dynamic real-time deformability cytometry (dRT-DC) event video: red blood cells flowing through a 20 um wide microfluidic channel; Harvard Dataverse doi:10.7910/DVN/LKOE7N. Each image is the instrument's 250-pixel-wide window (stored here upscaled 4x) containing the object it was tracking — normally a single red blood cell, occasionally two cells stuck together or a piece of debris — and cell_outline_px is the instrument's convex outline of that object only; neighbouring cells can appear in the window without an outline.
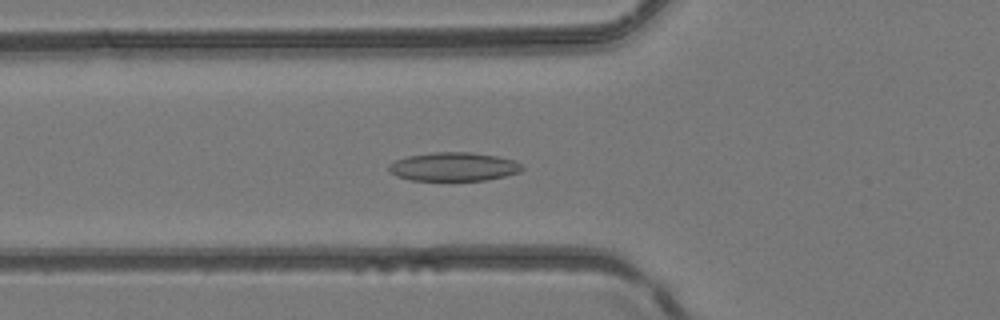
{"species": "common noctule bat (a hibernating species)", "species_latin": "Nyctalus noctula", "temperature_condition": "room temperature", "stored_images_in_passage": 48, "camera_frame_rate_fps": 3000, "um_per_image_px": 0.085, "animal": {"sex": "female", "body_mass_g": 24.6, "forearm_length_mm": 56.2}, "frame": {"image": 1, "passage_image": 18, "time_ms": 5.667, "image_size_px": [1000, 320], "cell_outline_px": [[524, 168], [520, 172], [488, 180], [412, 180], [396, 176], [388, 172], [388, 164], [396, 160], [408, 156], [432, 152], [468, 152], [496, 156], [516, 160]], "centroid_in_image_um": [38.55, 14.17], "position_along_channel_um": 87.3, "area_um2": 22.31}}
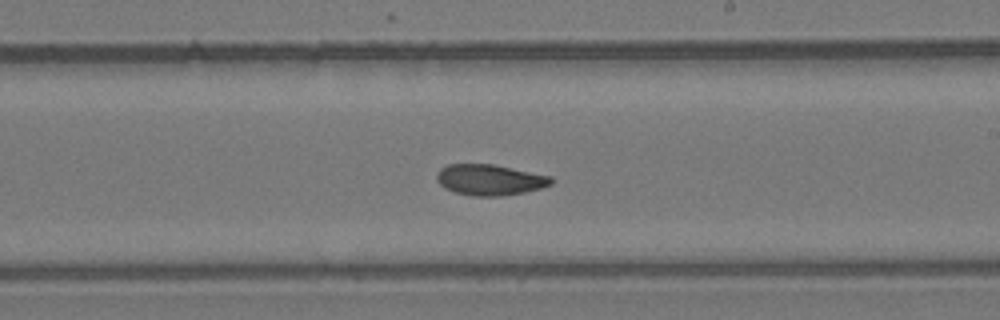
{"frame": {"image": 2, "passage_image": 29, "time_ms": 9.333, "image_size_px": [1000, 320], "cell_outline_px": [[556, 180], [552, 184], [540, 188], [524, 192], [500, 196], [472, 196], [456, 192], [444, 188], [436, 180], [436, 172], [440, 168], [448, 164], [492, 164], [552, 176]], "centroid_in_image_um": [41.63, 15.28], "position_along_channel_um": 247.4, "area_um2": 20.69}}
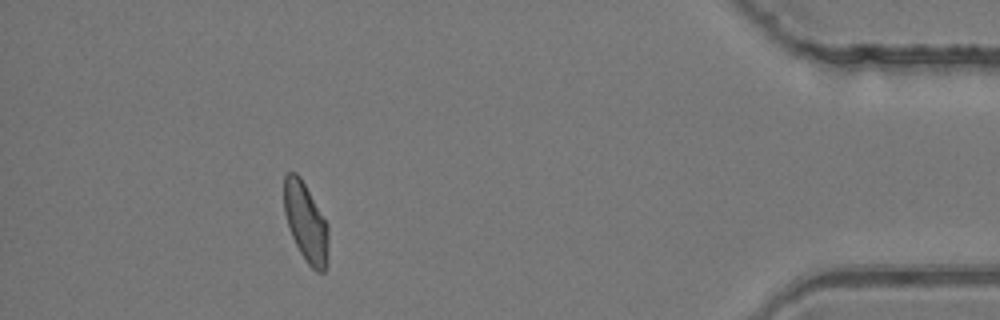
{"frame": {"image": 3, "passage_image": 44, "time_ms": 14.333, "image_size_px": [1000, 320], "cell_outline_px": [[328, 268], [324, 272], [316, 272], [308, 264], [300, 252], [292, 236], [284, 212], [284, 176], [288, 172], [296, 172], [300, 176], [328, 224]], "centroid_in_image_um": [26.01, 18.93], "position_along_channel_um": 409.2, "area_um2": 20.52}}